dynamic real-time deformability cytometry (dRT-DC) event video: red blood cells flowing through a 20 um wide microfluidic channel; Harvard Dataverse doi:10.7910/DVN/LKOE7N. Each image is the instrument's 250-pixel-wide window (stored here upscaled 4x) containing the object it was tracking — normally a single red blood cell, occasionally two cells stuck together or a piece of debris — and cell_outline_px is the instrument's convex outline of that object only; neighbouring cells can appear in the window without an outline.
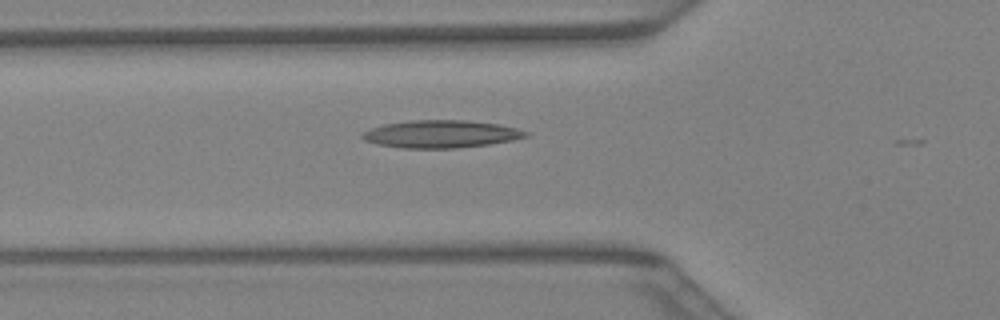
{"species": "Egyptian fruit bat (a non-hibernating species)", "species_latin": "Rousettus aegyptiacus", "temperature_condition": "warm", "stored_images_in_passage": 20, "camera_frame_rate_fps": 3000, "um_per_image_px": 0.085, "animal": {"sex": "female"}, "frame": {"image": 1, "passage_image": 2, "time_ms": 0.333, "image_size_px": [1000, 320], "cell_outline_px": [[528, 136], [512, 140], [488, 144], [456, 148], [400, 148], [376, 144], [364, 140], [360, 136], [360, 132], [384, 124], [412, 120], [464, 120], [500, 124], [516, 128], [528, 132]], "centroid_in_image_um": [37.44, 11.39], "position_along_channel_um": 88.4, "area_um2": 26.3}}
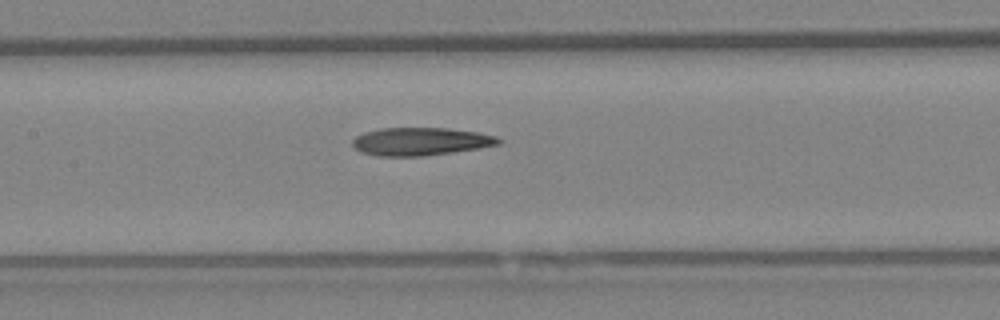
{"frame": {"image": 2, "passage_image": 7, "time_ms": 2.0, "image_size_px": [1000, 320], "cell_outline_px": [[504, 140], [500, 144], [452, 152], [424, 156], [380, 156], [364, 152], [356, 148], [352, 144], [352, 140], [356, 136], [364, 132], [380, 128], [448, 128], [476, 132], [496, 136]], "centroid_in_image_um": [35.76, 12.02], "position_along_channel_um": 171.6, "area_um2": 23.58}}
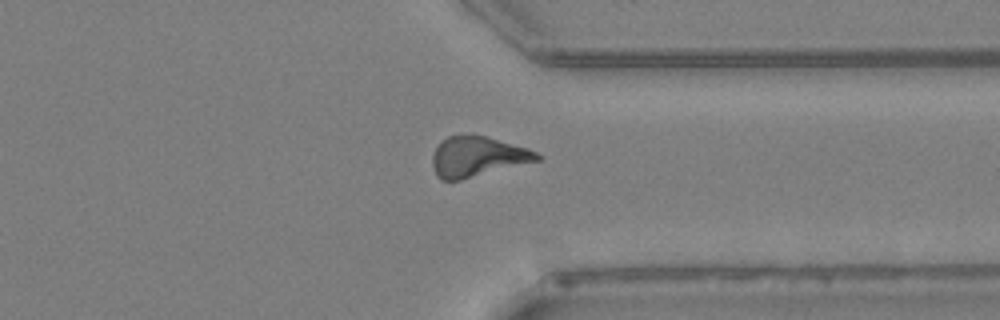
{"frame": {"image": 3, "passage_image": 19, "time_ms": 6.0, "image_size_px": [1000, 320], "cell_outline_px": [[544, 156], [540, 160], [460, 180], [440, 180], [436, 176], [432, 164], [432, 152], [448, 136], [488, 136], [528, 148]], "centroid_in_image_um": [40.6, 13.33], "position_along_channel_um": 370.8, "area_um2": 24.33}}